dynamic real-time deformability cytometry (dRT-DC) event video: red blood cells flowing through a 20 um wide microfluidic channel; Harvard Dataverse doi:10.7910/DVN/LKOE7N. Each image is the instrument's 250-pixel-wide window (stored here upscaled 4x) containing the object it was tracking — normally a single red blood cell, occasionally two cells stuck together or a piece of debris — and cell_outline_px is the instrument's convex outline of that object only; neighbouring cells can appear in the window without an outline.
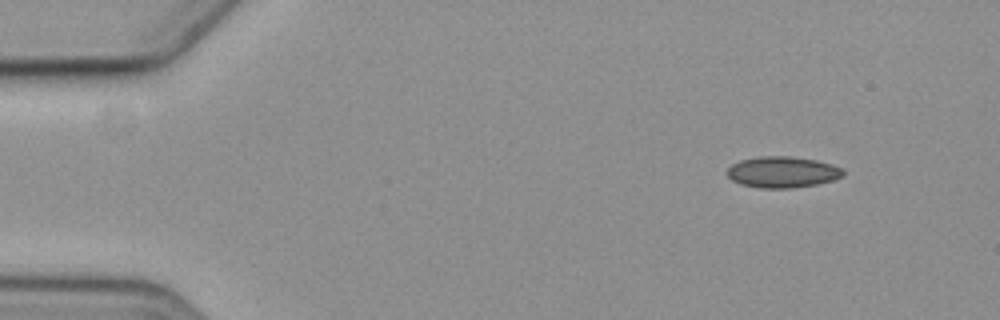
{"species": "common noctule bat (a hibernating species)", "species_latin": "Nyctalus noctula", "temperature_condition": "cold", "stored_images_in_passage": 8, "camera_frame_rate_fps": 3000, "um_per_image_px": 0.085, "animal": {"sex": "female", "body_mass_g": 19.3, "forearm_length_mm": 54.1}, "frame": {"image": 1, "passage_image": 1, "time_ms": 0.0, "image_size_px": [1000, 320], "cell_outline_px": [[844, 176], [832, 180], [816, 184], [788, 188], [760, 188], [740, 184], [732, 180], [724, 172], [732, 164], [740, 160], [760, 156], [788, 156], [816, 160], [832, 164], [840, 168], [844, 172]], "centroid_in_image_um": [66.47, 14.62], "position_along_channel_um": 18.5, "area_um2": 21.04}}
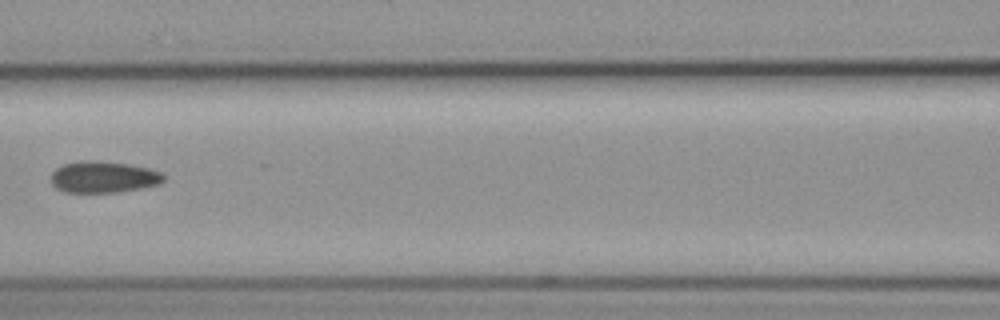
{"frame": {"image": 2, "passage_image": 6, "time_ms": 6.667, "image_size_px": [1000, 320], "cell_outline_px": [[168, 176], [160, 184], [144, 188], [120, 192], [64, 192], [56, 188], [52, 184], [52, 172], [56, 168], [64, 164], [80, 160], [100, 160], [128, 164], [148, 168], [164, 172]], "centroid_in_image_um": [8.85, 15.04], "position_along_channel_um": 157.7, "area_um2": 21.1}}
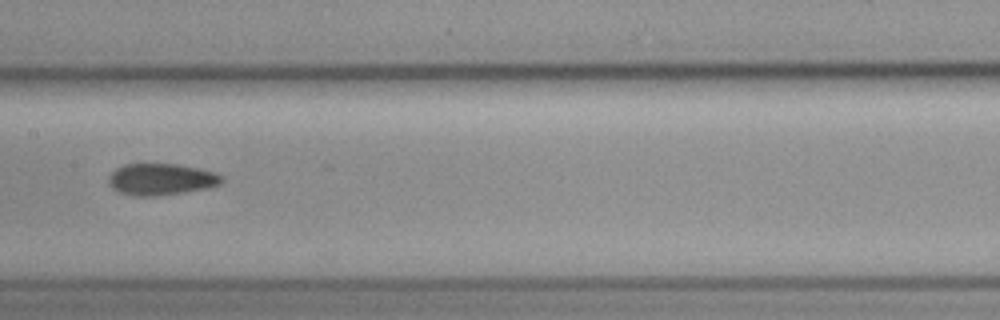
{"frame": {"image": 3, "passage_image": 7, "time_ms": 7.667, "image_size_px": [1000, 320], "cell_outline_px": [[224, 180], [220, 184], [208, 188], [184, 192], [156, 196], [136, 196], [116, 192], [108, 184], [108, 176], [116, 168], [124, 164], [176, 164], [200, 168], [216, 172], [224, 176]], "centroid_in_image_um": [13.7, 15.24], "position_along_channel_um": 193.7, "area_um2": 21.15}}